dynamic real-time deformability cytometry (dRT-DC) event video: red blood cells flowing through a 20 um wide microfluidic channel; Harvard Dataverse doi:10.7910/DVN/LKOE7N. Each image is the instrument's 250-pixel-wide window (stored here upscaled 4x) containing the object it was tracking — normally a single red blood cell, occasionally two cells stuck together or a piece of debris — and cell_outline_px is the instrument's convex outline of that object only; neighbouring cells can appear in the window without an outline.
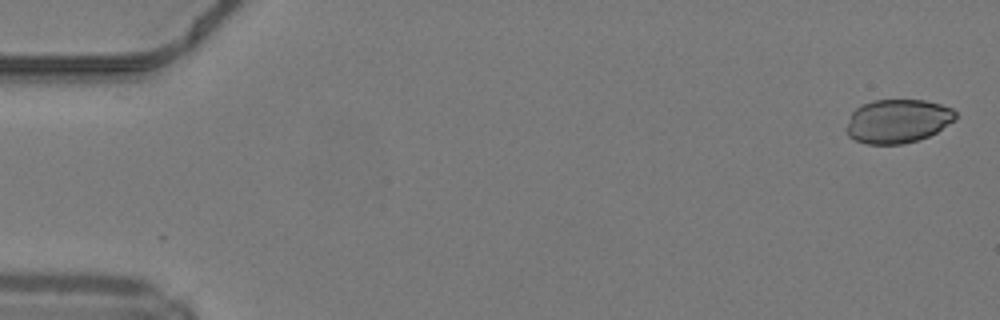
{"species": "common noctule bat (a hibernating species)", "species_latin": "Nyctalus noctula", "temperature_condition": "warm", "stored_images_in_passage": 45, "camera_frame_rate_fps": 3000, "um_per_image_px": 0.085, "animal": {"sex": "male", "body_mass_g": 19.2, "forearm_length_mm": 51.8}, "frame": {"image": 1, "passage_image": 1, "time_ms": 0.0, "image_size_px": [1000, 320], "cell_outline_px": [[956, 120], [936, 132], [928, 136], [916, 140], [900, 144], [868, 144], [856, 140], [848, 136], [844, 128], [852, 112], [856, 108], [872, 100], [924, 100], [940, 104], [952, 108], [956, 112]], "centroid_in_image_um": [76.29, 10.29], "position_along_channel_um": 8.7, "area_um2": 27.86}}